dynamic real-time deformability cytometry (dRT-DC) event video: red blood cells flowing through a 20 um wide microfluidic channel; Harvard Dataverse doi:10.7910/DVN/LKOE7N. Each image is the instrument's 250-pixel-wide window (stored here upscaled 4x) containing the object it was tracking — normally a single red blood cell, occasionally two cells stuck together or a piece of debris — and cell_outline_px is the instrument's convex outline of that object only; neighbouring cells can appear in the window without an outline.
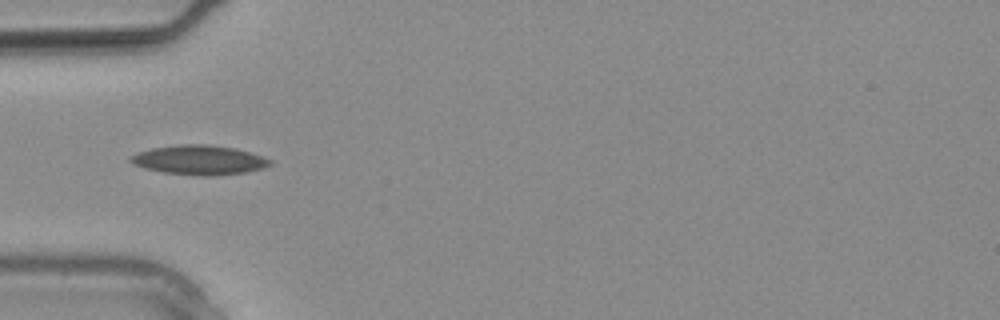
{"species": "common noctule bat (a hibernating species)", "species_latin": "Nyctalus noctula", "temperature_condition": "warm", "stored_images_in_passage": 14, "camera_frame_rate_fps": 3000, "um_per_image_px": 0.085, "animal": {"sex": "male", "body_mass_g": 20.4}, "frame": {"image": 1, "passage_image": 8, "time_ms": 2.333, "image_size_px": [1000, 320], "cell_outline_px": [[272, 164], [260, 168], [244, 172], [208, 176], [204, 176], [164, 172], [144, 168], [132, 164], [128, 160], [128, 156], [136, 152], [152, 148], [180, 144], [208, 144], [236, 148], [264, 156], [272, 160]], "centroid_in_image_um": [16.89, 13.58], "position_along_channel_um": 68.1, "area_um2": 23.99}}